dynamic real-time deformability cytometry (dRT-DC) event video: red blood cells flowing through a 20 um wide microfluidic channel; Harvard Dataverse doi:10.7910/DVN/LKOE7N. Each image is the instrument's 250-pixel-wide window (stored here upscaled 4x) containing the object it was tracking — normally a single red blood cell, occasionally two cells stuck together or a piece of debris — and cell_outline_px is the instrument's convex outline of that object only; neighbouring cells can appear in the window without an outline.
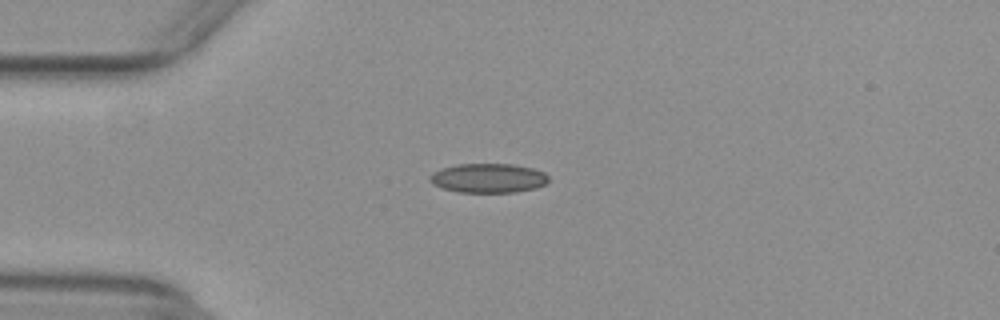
{"species": "common noctule bat (a hibernating species)", "species_latin": "Nyctalus noctula", "temperature_condition": "warm", "stored_images_in_passage": 50, "camera_frame_rate_fps": 3000, "um_per_image_px": 0.085, "animal": {"sex": "female", "body_mass_g": 29.2, "forearm_length_mm": 56.3}, "frame": {"image": 1, "passage_image": 11, "time_ms": 3.333, "image_size_px": [1000, 320], "cell_outline_px": [[548, 180], [544, 184], [536, 188], [516, 192], [456, 192], [432, 184], [428, 180], [428, 176], [432, 172], [440, 168], [456, 164], [512, 164], [532, 168], [544, 172], [548, 176]], "centroid_in_image_um": [41.46, 15.13], "position_along_channel_um": 43.5, "area_um2": 20.4}}
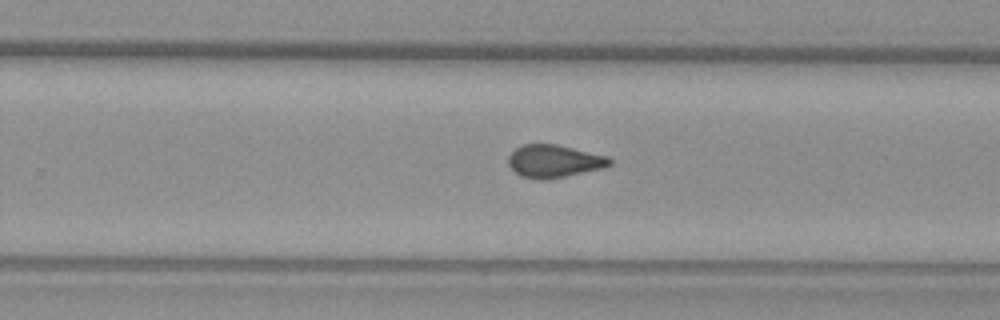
{"frame": {"image": 2, "passage_image": 31, "time_ms": 10.0, "image_size_px": [1000, 320], "cell_outline_px": [[612, 164], [604, 168], [548, 180], [536, 180], [520, 176], [508, 164], [508, 156], [516, 148], [524, 144], [556, 144], [608, 156], [612, 160]], "centroid_in_image_um": [47.1, 13.71], "position_along_channel_um": 282.7, "area_um2": 19.48}}
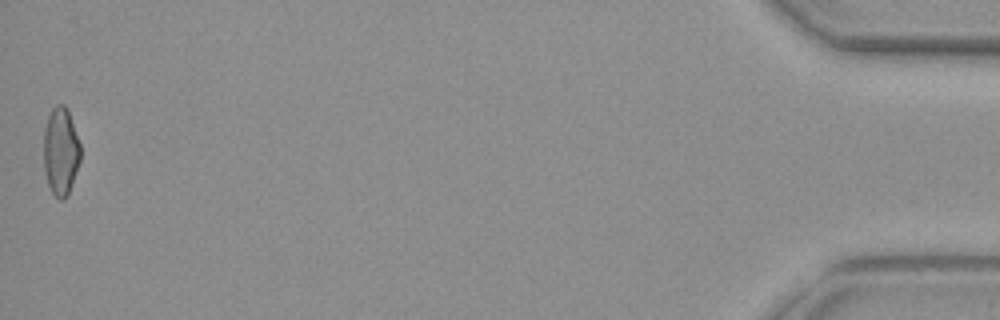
{"frame": {"image": 3, "passage_image": 50, "time_ms": 16.333, "image_size_px": [1000, 320], "cell_outline_px": [[80, 160], [68, 196], [64, 200], [60, 200], [52, 192], [48, 184], [44, 168], [44, 128], [48, 116], [52, 108], [56, 104], [64, 104], [68, 108], [80, 144]], "centroid_in_image_um": [5.16, 12.85], "position_along_channel_um": 430.0, "area_um2": 18.96}, "authors_computed_cell_mechanics": {"area_um2": 19.1318, "velocity_mm_per_s": 3.9266, "shape_relaxation_time_tau1_ms": null, "shape_relaxation_time_tau2_ms": 1.6609, "deformation_change_tau1": null, "deformation_change_tau2": 0.0784}}